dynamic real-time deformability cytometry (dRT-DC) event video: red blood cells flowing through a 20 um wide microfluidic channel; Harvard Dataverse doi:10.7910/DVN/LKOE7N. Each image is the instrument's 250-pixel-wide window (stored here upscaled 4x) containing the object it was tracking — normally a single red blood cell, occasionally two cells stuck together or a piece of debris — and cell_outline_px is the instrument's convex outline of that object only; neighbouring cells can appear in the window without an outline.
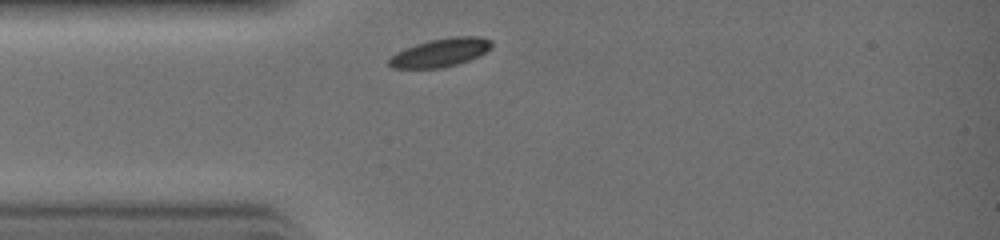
{"species": "common noctule bat (a hibernating species)", "species_latin": "Nyctalus noctula", "temperature_condition": "warm", "stored_images_in_passage": 20, "camera_frame_rate_fps": 3000, "um_per_image_px": 0.085, "animal": {"sex": "female", "body_mass_g": 19.0, "forearm_length_mm": 51.5}, "frame": {"image": 1, "passage_image": 1, "time_ms": 0.0, "image_size_px": [1000, 240], "cell_outline_px": [[492, 48], [468, 60], [456, 64], [440, 68], [392, 68], [388, 64], [388, 60], [396, 52], [404, 48], [428, 40], [452, 36], [480, 36], [492, 40]], "centroid_in_image_um": [37.42, 4.45], "position_along_channel_um": 47.6, "area_um2": 16.94}}
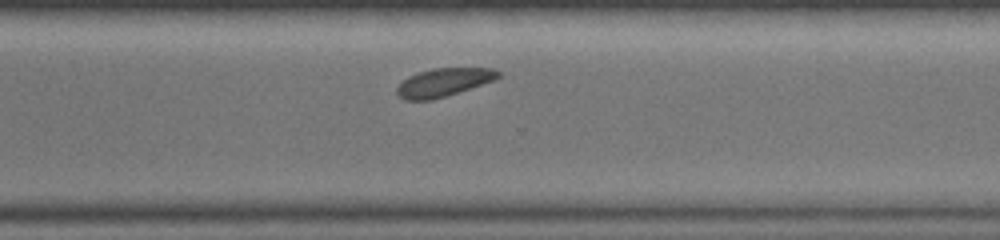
{"frame": {"image": 2, "passage_image": 16, "time_ms": 5.0, "image_size_px": [1000, 240], "cell_outline_px": [[500, 76], [496, 80], [432, 100], [404, 100], [396, 92], [396, 88], [408, 76], [420, 72], [436, 68], [496, 68], [500, 72]], "centroid_in_image_um": [37.74, 7.0], "position_along_channel_um": 332.9, "area_um2": 16.53}}
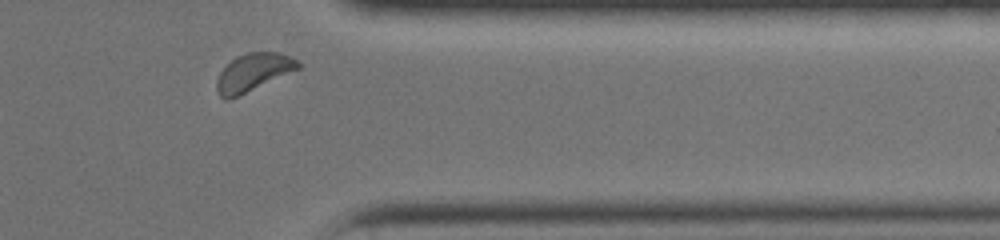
{"frame": {"image": 3, "passage_image": 19, "time_ms": 6.0, "image_size_px": [1000, 240], "cell_outline_px": [[300, 68], [228, 100], [224, 100], [220, 96], [216, 88], [216, 80], [220, 72], [236, 56], [248, 52], [280, 52], [300, 60]], "centroid_in_image_um": [21.53, 6.13], "position_along_channel_um": 389.9, "area_um2": 17.69}}